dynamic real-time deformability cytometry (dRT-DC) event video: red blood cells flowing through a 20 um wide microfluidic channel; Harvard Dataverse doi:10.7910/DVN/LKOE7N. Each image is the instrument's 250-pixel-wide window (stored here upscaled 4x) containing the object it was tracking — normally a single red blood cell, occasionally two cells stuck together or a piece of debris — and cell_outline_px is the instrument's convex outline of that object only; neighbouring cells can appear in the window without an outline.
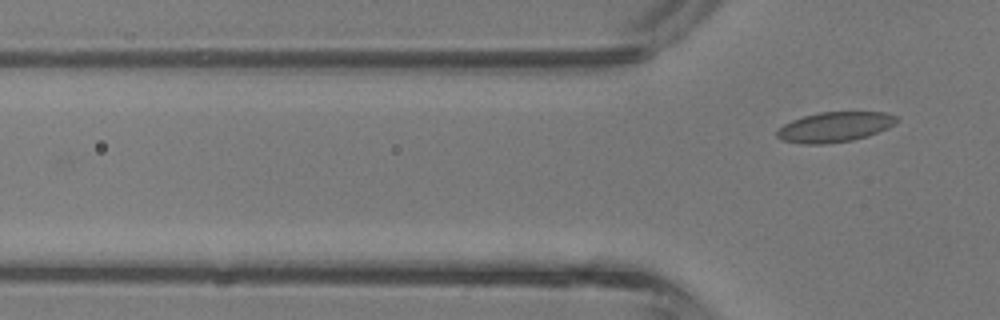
{"species": "common noctule bat (a hibernating species)", "species_latin": "Nyctalus noctula", "temperature_condition": "room temperature", "stored_images_in_passage": 3, "camera_frame_rate_fps": 3000, "um_per_image_px": 0.085, "animal": {"sex": "male", "body_mass_g": 13.3}, "frame": {"image": 1, "passage_image": 3, "time_ms": 0.667, "image_size_px": [1000, 320], "cell_outline_px": [[900, 120], [896, 124], [888, 128], [868, 136], [852, 140], [824, 144], [804, 144], [780, 140], [776, 136], [776, 132], [784, 124], [792, 120], [804, 116], [820, 112], [884, 112], [900, 116]], "centroid_in_image_um": [71.0, 10.79], "position_along_channel_um": 54.8, "area_um2": 21.15}}